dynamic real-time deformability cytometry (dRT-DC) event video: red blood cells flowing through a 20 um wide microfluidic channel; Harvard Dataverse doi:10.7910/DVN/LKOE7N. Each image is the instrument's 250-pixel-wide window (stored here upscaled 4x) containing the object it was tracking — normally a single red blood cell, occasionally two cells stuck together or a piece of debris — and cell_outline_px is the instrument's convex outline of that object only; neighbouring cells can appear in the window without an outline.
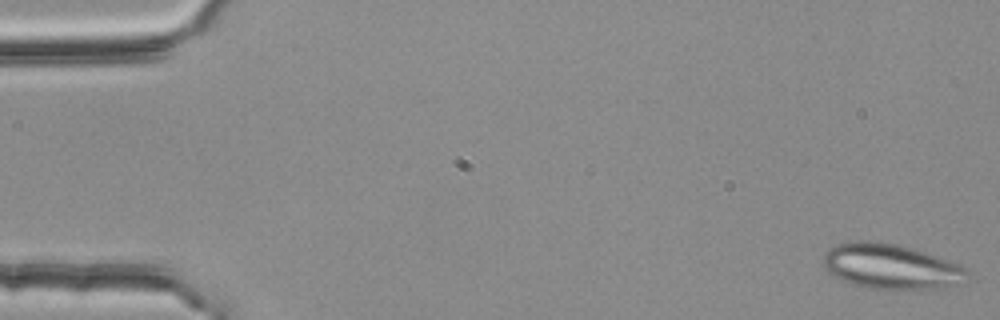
{"species": "common noctule bat (a hibernating species)", "species_latin": "Nyctalus noctula", "temperature_condition": "room temperature", "stored_images_in_passage": 52, "segment_of_instrument_passage": [1, 2], "camera_frame_rate_fps": 3000, "um_per_image_px": 0.085, "animal": {"sex": "female", "body_mass_g": 25.1}, "frame": {"image": 1, "passage_image": 1, "time_ms": 0.0, "image_size_px": [1000, 320], "cell_outline_px": [[968, 272], [960, 284], [936, 288], [868, 288], [852, 284], [840, 280], [832, 276], [824, 268], [824, 252], [836, 244], [852, 240], [868, 240], [900, 244], [960, 264], [968, 268]], "centroid_in_image_um": [75.67, 22.62], "position_along_channel_um": 9.3, "area_um2": 37.8}}